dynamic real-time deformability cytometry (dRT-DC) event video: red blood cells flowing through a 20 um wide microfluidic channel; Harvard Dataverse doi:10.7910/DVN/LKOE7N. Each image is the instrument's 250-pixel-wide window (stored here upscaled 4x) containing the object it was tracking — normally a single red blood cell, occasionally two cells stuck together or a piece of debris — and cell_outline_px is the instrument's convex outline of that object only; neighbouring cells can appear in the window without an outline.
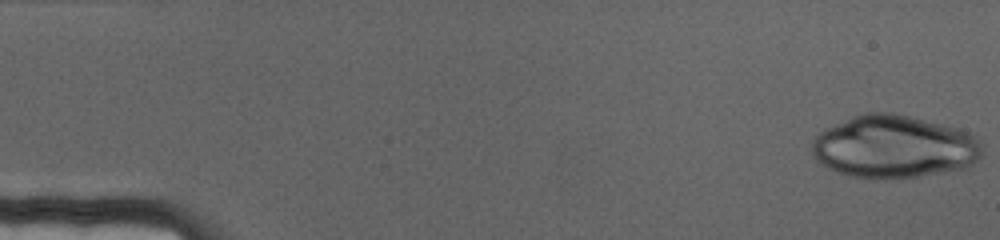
{"species": "human", "species_latin": "Homo sapiens", "temperature_condition": "cold", "stored_images_in_passage": 69, "camera_frame_rate_fps": 3000, "um_per_image_px": 0.085, "donor": {"sex": "female"}, "frame": {"image": 1, "passage_image": 1, "time_ms": 0.0, "image_size_px": [1000, 240], "cell_outline_px": [[984, 152], [968, 168], [920, 176], [852, 176], [828, 168], [816, 160], [812, 152], [812, 140], [820, 132], [852, 116], [864, 112], [892, 112], [960, 128], [976, 136]], "centroid_in_image_um": [76.03, 12.44], "position_along_channel_um": 9.0, "area_um2": 61.56}}
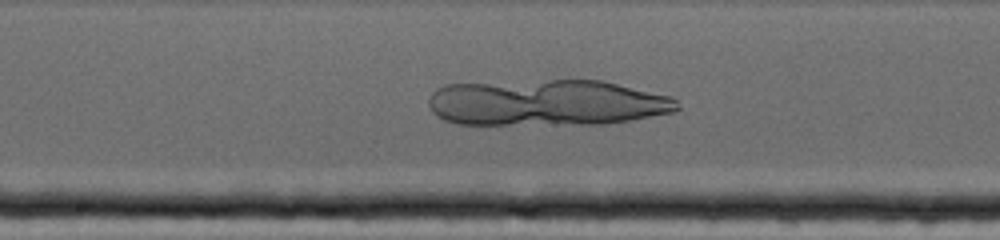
{"frame": {"image": 2, "passage_image": 36, "time_ms": 11.667, "image_size_px": [1000, 240], "cell_outline_px": [[680, 108], [672, 112], [632, 120], [604, 124], [456, 124], [444, 120], [436, 116], [432, 112], [428, 104], [428, 96], [436, 88], [444, 84], [552, 80], [600, 80], [672, 96], [676, 100]], "centroid_in_image_um": [46.45, 8.73], "position_along_channel_um": 201.8, "area_um2": 67.34}}
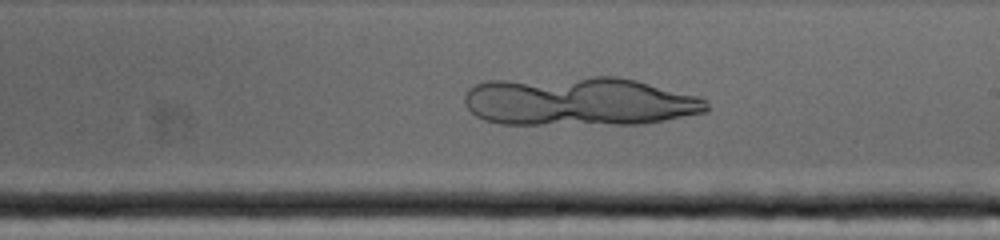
{"frame": {"image": 3, "passage_image": 40, "time_ms": 13.0, "image_size_px": [1000, 240], "cell_outline_px": [[708, 112], [644, 124], [500, 124], [484, 120], [476, 116], [464, 104], [464, 96], [468, 88], [476, 84], [488, 80], [592, 76], [616, 76], [636, 80], [700, 96], [708, 104]], "centroid_in_image_um": [49.23, 8.61], "position_along_channel_um": 239.8, "area_um2": 69.76}}